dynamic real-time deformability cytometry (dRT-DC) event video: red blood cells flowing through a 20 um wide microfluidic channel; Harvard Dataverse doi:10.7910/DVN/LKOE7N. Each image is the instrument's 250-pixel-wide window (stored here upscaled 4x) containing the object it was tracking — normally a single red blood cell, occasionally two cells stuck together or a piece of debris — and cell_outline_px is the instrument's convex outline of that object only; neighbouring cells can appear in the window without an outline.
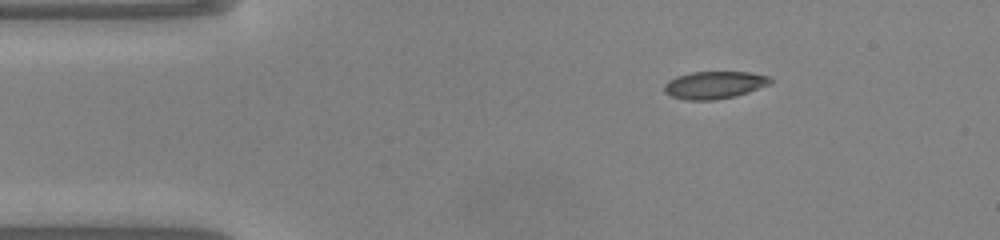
{"species": "common noctule bat (a hibernating species)", "species_latin": "Nyctalus noctula", "temperature_condition": "warm", "stored_images_in_passage": 42, "camera_frame_rate_fps": 3000, "um_per_image_px": 0.085, "animal": {"sex": "male", "body_mass_g": 20.0, "forearm_length_mm": 53.3}, "frame": {"image": 1, "passage_image": 1, "time_ms": 0.0, "image_size_px": [1000, 240], "cell_outline_px": [[772, 84], [736, 96], [716, 100], [688, 100], [672, 96], [664, 92], [664, 84], [668, 80], [676, 76], [692, 72], [748, 72], [772, 76]], "centroid_in_image_um": [60.75, 7.22], "position_along_channel_um": 24.2, "area_um2": 17.17}}
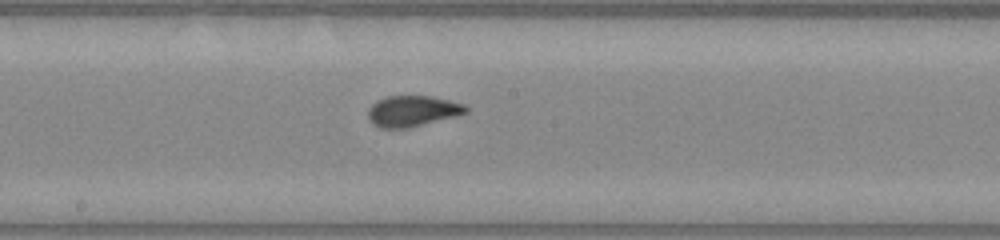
{"frame": {"image": 2, "passage_image": 19, "time_ms": 6.0, "image_size_px": [1000, 240], "cell_outline_px": [[468, 112], [456, 116], [408, 128], [380, 128], [372, 124], [368, 120], [368, 108], [376, 100], [388, 96], [432, 96], [464, 104], [468, 108]], "centroid_in_image_um": [35.03, 9.44], "position_along_channel_um": 213.2, "area_um2": 17.69}}
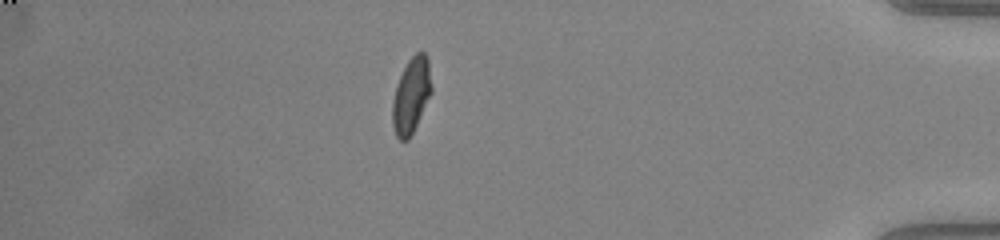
{"frame": {"image": 3, "passage_image": 36, "time_ms": 11.667, "image_size_px": [1000, 240], "cell_outline_px": [[432, 92], [408, 140], [400, 140], [396, 136], [392, 124], [392, 100], [396, 84], [408, 60], [416, 52], [424, 52], [428, 56], [432, 84]], "centroid_in_image_um": [34.95, 8.08], "position_along_channel_um": 400.2, "area_um2": 17.22}, "authors_computed_cell_mechanics": {"area_um2": 17.3111, "velocity_mm_per_s": 4.1246, "shape_relaxation_time_tau1_ms": 3.4217, "shape_relaxation_time_tau2_ms": null, "deformation_change_tau1": 0.1696, "deformation_change_tau2": null}}